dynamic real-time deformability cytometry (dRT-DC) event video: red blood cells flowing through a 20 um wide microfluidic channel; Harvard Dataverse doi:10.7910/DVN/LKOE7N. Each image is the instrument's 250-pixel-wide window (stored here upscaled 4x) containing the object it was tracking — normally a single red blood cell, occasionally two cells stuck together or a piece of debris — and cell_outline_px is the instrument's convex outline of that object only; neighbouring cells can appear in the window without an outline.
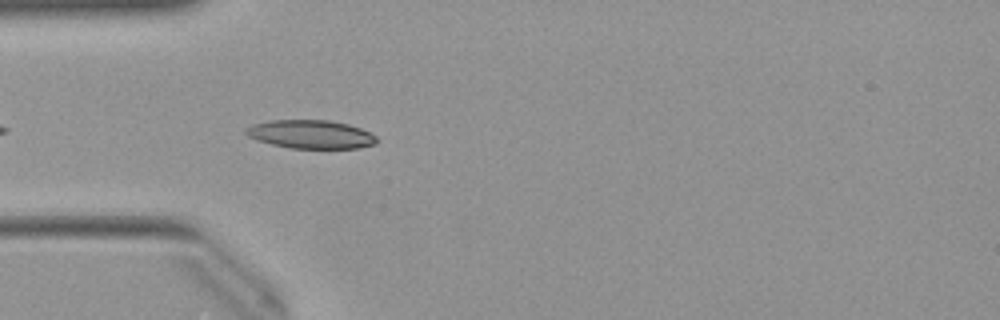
{"species": "Egyptian fruit bat (a non-hibernating species)", "species_latin": "Rousettus aegyptiacus", "temperature_condition": "warm", "stored_images_in_passage": 24, "camera_frame_rate_fps": 3000, "um_per_image_px": 0.085, "animal": {"sex": "female"}, "frame": {"image": 1, "passage_image": 4, "time_ms": 1.0, "image_size_px": [1000, 320], "cell_outline_px": [[380, 140], [376, 144], [360, 148], [292, 148], [272, 144], [256, 140], [248, 136], [244, 132], [244, 128], [252, 124], [268, 120], [328, 120], [348, 124], [360, 128], [376, 136]], "centroid_in_image_um": [26.41, 11.41], "position_along_channel_um": 58.6, "area_um2": 21.85}}